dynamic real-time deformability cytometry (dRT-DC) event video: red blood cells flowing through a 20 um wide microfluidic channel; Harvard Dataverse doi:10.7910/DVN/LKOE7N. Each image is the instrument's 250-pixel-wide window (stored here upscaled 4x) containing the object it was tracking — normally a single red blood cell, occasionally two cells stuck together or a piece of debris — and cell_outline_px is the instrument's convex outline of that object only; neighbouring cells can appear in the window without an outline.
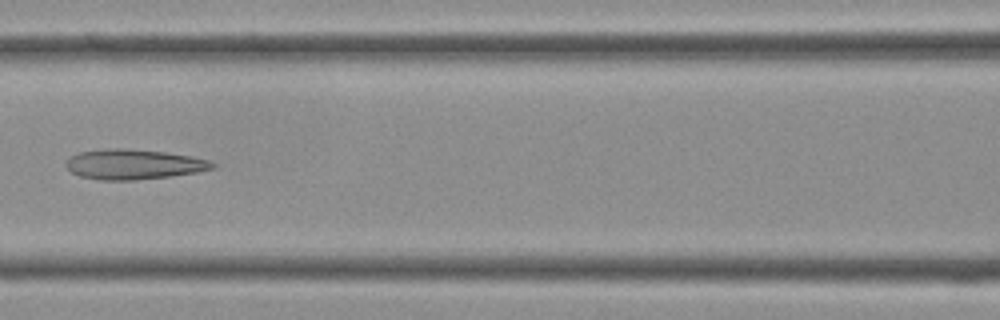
{"species": "Egyptian fruit bat (a non-hibernating species)", "species_latin": "Rousettus aegyptiacus", "temperature_condition": "cold", "stored_images_in_passage": 39, "camera_frame_rate_fps": 3000, "um_per_image_px": 0.085, "frame": {"image": 1, "passage_image": 17, "time_ms": 5.333, "image_size_px": [1000, 320], "cell_outline_px": [[216, 168], [196, 172], [172, 176], [132, 180], [100, 180], [80, 176], [72, 172], [64, 164], [72, 156], [80, 152], [112, 148], [124, 148], [164, 152], [192, 156], [208, 160], [216, 164]], "centroid_in_image_um": [11.39, 13.97], "position_along_channel_um": 155.2, "area_um2": 25.49}}
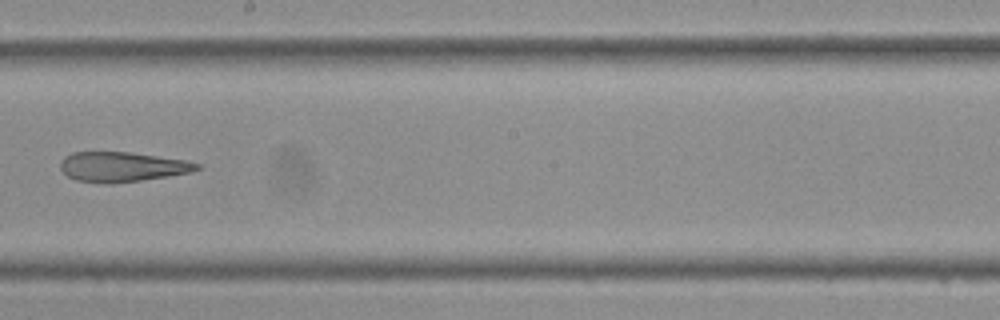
{"frame": {"image": 2, "passage_image": 22, "time_ms": 7.0, "image_size_px": [1000, 320], "cell_outline_px": [[200, 168], [192, 172], [168, 176], [112, 184], [104, 184], [76, 180], [68, 176], [60, 168], [60, 160], [64, 156], [72, 152], [128, 152], [188, 160], [200, 164]], "centroid_in_image_um": [10.37, 14.18], "position_along_channel_um": 237.8, "area_um2": 23.87}}
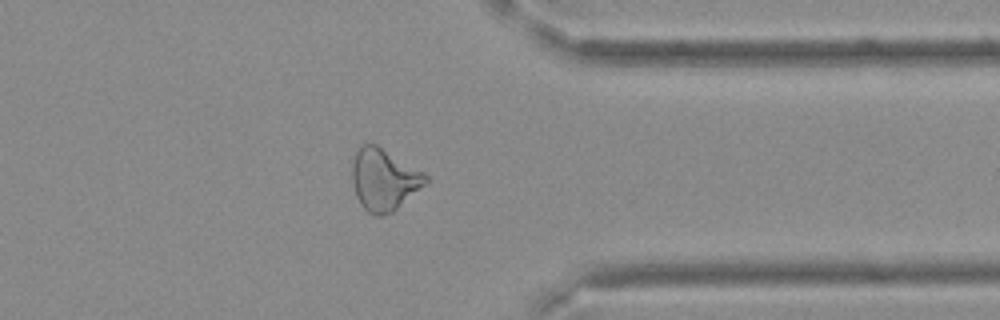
{"frame": {"image": 3, "passage_image": 31, "time_ms": 10.0, "image_size_px": [1000, 320], "cell_outline_px": [[432, 180], [392, 212], [384, 216], [376, 216], [368, 212], [360, 204], [356, 196], [352, 184], [352, 168], [356, 152], [364, 144], [376, 144], [424, 172]], "centroid_in_image_um": [32.66, 15.29], "position_along_channel_um": 378.7, "area_um2": 26.53}}